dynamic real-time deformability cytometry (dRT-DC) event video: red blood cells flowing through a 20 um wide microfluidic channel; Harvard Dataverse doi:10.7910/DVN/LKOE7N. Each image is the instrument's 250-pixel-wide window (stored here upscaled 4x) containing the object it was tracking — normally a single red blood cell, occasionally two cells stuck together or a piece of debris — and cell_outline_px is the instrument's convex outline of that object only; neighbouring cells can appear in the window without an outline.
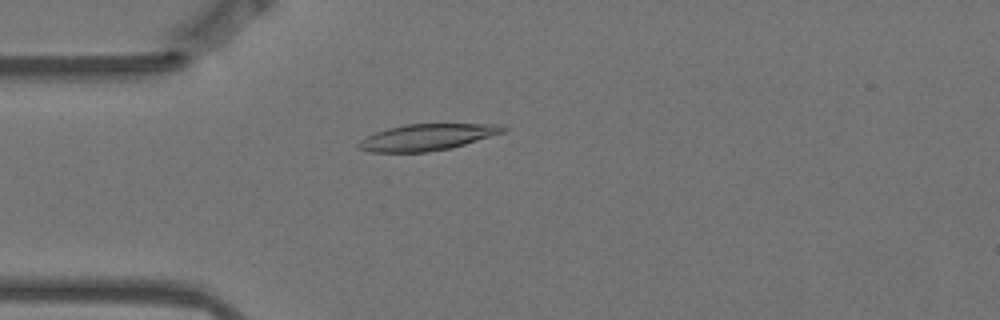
{"species": "Egyptian fruit bat (a non-hibernating species)", "species_latin": "Rousettus aegyptiacus", "temperature_condition": "warm", "stored_images_in_passage": 4, "camera_frame_rate_fps": 3000, "um_per_image_px": 0.085, "animal": {"sex": "female"}, "frame": {"image": 1, "passage_image": 3, "time_ms": 0.667, "image_size_px": [1000, 320], "cell_outline_px": [[508, 128], [504, 132], [452, 148], [424, 152], [372, 152], [356, 148], [356, 144], [360, 140], [376, 132], [388, 128], [404, 124], [496, 124]], "centroid_in_image_um": [36.27, 11.66], "position_along_channel_um": 48.7, "area_um2": 22.14}}